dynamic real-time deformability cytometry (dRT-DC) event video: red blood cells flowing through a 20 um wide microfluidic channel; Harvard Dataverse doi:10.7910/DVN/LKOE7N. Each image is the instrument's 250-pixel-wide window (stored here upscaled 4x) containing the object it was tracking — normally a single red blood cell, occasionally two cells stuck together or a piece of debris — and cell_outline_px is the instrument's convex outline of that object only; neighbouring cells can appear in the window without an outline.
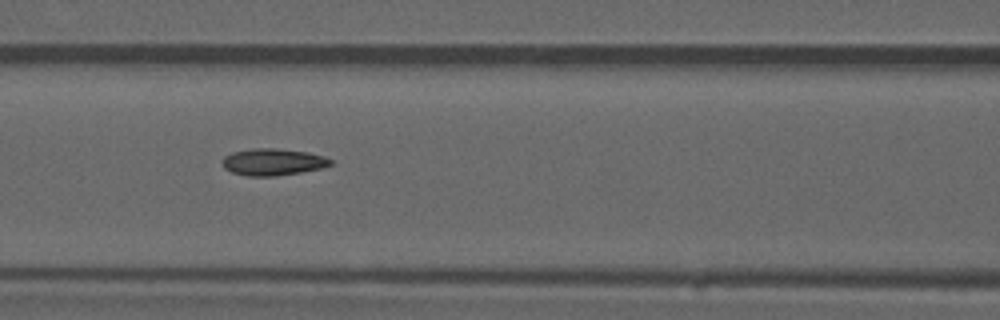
{"species": "common noctule bat (a hibernating species)", "species_latin": "Nyctalus noctula", "temperature_condition": "warm", "stored_images_in_passage": 51, "camera_frame_rate_fps": 3000, "um_per_image_px": 0.085, "animal": {"sex": "male", "forearm_length_mm": 52.5}, "frame": {"image": 1, "passage_image": 22, "time_ms": 7.0, "image_size_px": [1000, 320], "cell_outline_px": [[332, 164], [324, 168], [276, 176], [248, 176], [232, 172], [224, 168], [224, 156], [232, 152], [252, 148], [276, 148], [308, 152], [324, 156], [332, 160]], "centroid_in_image_um": [23.23, 13.76], "position_along_channel_um": 143.4, "area_um2": 16.94}, "authors_computed_cell_mechanics": {"area_um2": 16.5886, "velocity_mm_per_s": 4.0077, "shape_relaxation_time_tau1_ms": null, "shape_relaxation_time_tau2_ms": 4.7624, "deformation_change_tau1": null, "deformation_change_tau2": 0.1282}}